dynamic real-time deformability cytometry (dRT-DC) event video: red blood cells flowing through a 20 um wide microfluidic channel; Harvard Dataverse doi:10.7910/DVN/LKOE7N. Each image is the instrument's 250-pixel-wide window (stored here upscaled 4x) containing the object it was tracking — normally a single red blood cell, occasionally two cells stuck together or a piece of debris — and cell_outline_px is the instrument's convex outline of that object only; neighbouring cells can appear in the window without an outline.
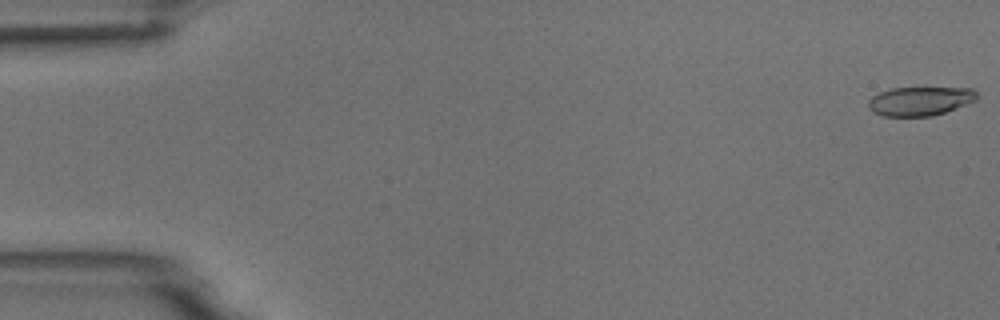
{"species": "common noctule bat (a hibernating species)", "species_latin": "Nyctalus noctula", "temperature_condition": "room temperature", "stored_images_in_passage": 5, "camera_frame_rate_fps": 3000, "um_per_image_px": 0.085, "animal": {"sex": "male", "body_mass_g": 18.8}, "frame": {"image": 1, "passage_image": 1, "time_ms": 0.0, "image_size_px": [1000, 320], "cell_outline_px": [[980, 96], [976, 100], [944, 112], [932, 116], [884, 116], [872, 112], [868, 108], [868, 100], [872, 96], [880, 92], [892, 88], [972, 88]], "centroid_in_image_um": [78.18, 8.59], "position_along_channel_um": 6.8, "area_um2": 18.26}}